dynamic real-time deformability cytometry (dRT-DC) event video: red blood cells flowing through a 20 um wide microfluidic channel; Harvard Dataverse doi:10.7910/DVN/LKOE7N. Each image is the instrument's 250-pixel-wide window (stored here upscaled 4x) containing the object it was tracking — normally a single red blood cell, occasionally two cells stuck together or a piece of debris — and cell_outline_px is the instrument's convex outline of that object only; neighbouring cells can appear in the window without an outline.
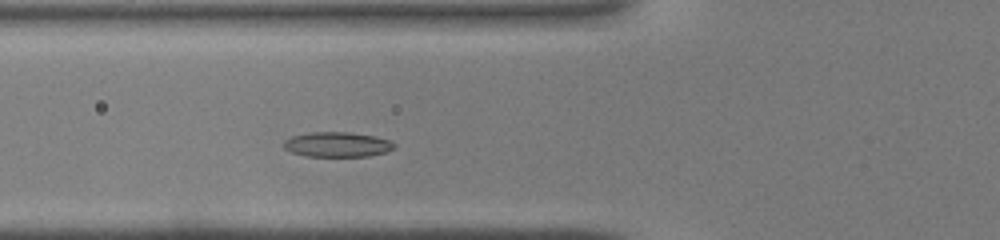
{"species": "common noctule bat (a hibernating species)", "species_latin": "Nyctalus noctula", "temperature_condition": "warm", "stored_images_in_passage": 35, "camera_frame_rate_fps": 3000, "um_per_image_px": 0.085, "animal": {"sex": "male", "body_mass_g": 19.0, "forearm_length_mm": 50.8}, "frame": {"image": 1, "passage_image": 8, "time_ms": 2.333, "image_size_px": [1000, 240], "cell_outline_px": [[396, 148], [384, 152], [368, 156], [308, 156], [292, 152], [284, 148], [284, 140], [292, 136], [312, 132], [348, 132], [376, 136], [392, 140], [396, 144]], "centroid_in_image_um": [28.72, 12.27], "position_along_channel_um": 97.1, "area_um2": 16.07}}
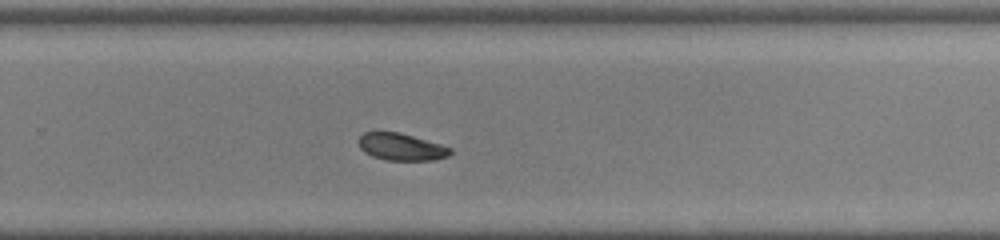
{"frame": {"image": 2, "passage_image": 21, "time_ms": 6.667, "image_size_px": [1000, 240], "cell_outline_px": [[452, 152], [448, 156], [436, 160], [384, 160], [372, 156], [364, 152], [360, 148], [360, 136], [364, 132], [400, 132], [440, 144], [452, 148]], "centroid_in_image_um": [34.13, 12.49], "position_along_channel_um": 295.7, "area_um2": 14.45}}
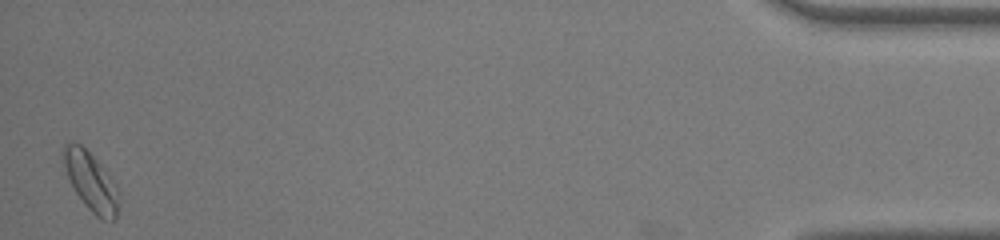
{"frame": {"image": 3, "passage_image": 35, "time_ms": 11.333, "image_size_px": [1000, 240], "cell_outline_px": [[120, 200], [116, 216], [112, 220], [104, 220], [96, 216], [84, 204], [76, 192], [68, 176], [64, 164], [64, 144], [72, 140], [80, 144], [104, 168], [116, 184], [120, 196]], "centroid_in_image_um": [7.77, 15.44], "position_along_channel_um": 427.4, "area_um2": 18.61}}